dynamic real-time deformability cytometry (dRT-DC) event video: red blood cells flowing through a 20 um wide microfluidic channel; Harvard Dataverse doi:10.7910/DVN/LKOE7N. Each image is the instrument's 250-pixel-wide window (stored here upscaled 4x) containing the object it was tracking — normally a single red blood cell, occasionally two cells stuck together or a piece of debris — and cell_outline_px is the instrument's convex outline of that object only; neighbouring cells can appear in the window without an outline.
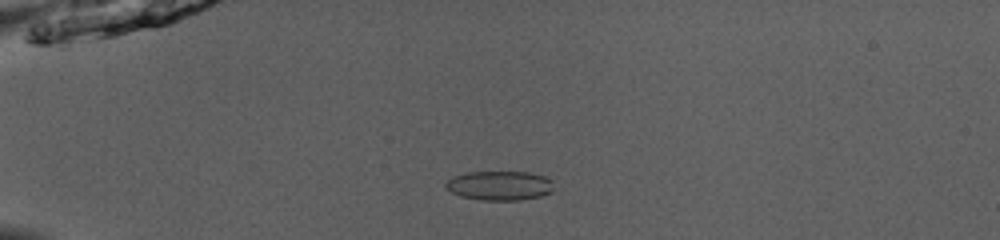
{"species": "common noctule bat (a hibernating species)", "species_latin": "Nyctalus noctula", "temperature_condition": "room temperature", "stored_images_in_passage": 52, "camera_frame_rate_fps": 3000, "um_per_image_px": 0.085, "animal": {"sex": "male", "body_mass_g": 13.0, "forearm_length_mm": 53.1}, "frame": {"image": 1, "passage_image": 15, "time_ms": 4.667, "image_size_px": [1000, 240], "cell_outline_px": [[552, 192], [540, 196], [520, 200], [480, 200], [460, 196], [444, 188], [444, 184], [452, 176], [468, 172], [528, 172], [544, 176], [552, 180]], "centroid_in_image_um": [42.44, 15.77], "position_along_channel_um": 42.6, "area_um2": 18.55}}
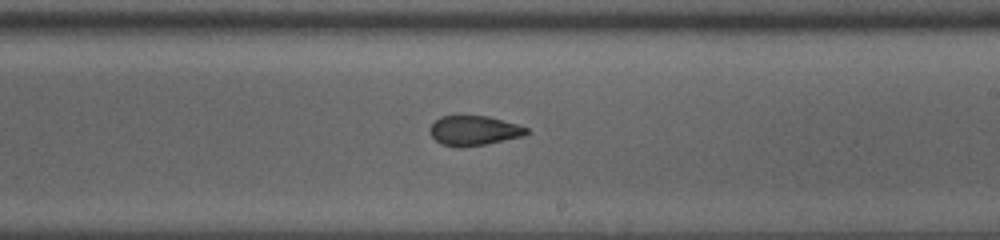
{"frame": {"image": 2, "passage_image": 33, "time_ms": 10.667, "image_size_px": [1000, 240], "cell_outline_px": [[532, 132], [524, 136], [488, 144], [460, 148], [440, 144], [432, 136], [428, 128], [440, 116], [488, 116], [516, 124], [528, 128]], "centroid_in_image_um": [40.3, 11.12], "position_along_channel_um": 248.7, "area_um2": 16.94}}
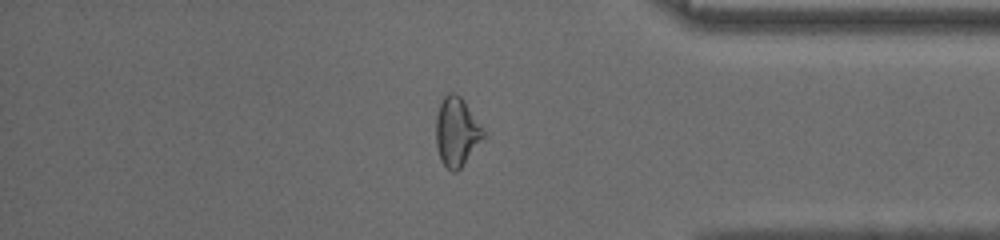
{"frame": {"image": 3, "passage_image": 45, "time_ms": 14.667, "image_size_px": [1000, 240], "cell_outline_px": [[484, 136], [460, 168], [456, 172], [452, 172], [440, 160], [436, 144], [436, 116], [440, 104], [444, 96], [448, 92], [456, 92], [464, 100], [484, 128]], "centroid_in_image_um": [38.8, 11.17], "position_along_channel_um": 396.4, "area_um2": 18.9}, "authors_computed_cell_mechanics": {"area_um2": 18.6405, "velocity_mm_per_s": 4.0173, "shape_relaxation_time_tau1_ms": null, "shape_relaxation_time_tau2_ms": 1.3186, "deformation_change_tau1": null, "deformation_change_tau2": 0.0616}}